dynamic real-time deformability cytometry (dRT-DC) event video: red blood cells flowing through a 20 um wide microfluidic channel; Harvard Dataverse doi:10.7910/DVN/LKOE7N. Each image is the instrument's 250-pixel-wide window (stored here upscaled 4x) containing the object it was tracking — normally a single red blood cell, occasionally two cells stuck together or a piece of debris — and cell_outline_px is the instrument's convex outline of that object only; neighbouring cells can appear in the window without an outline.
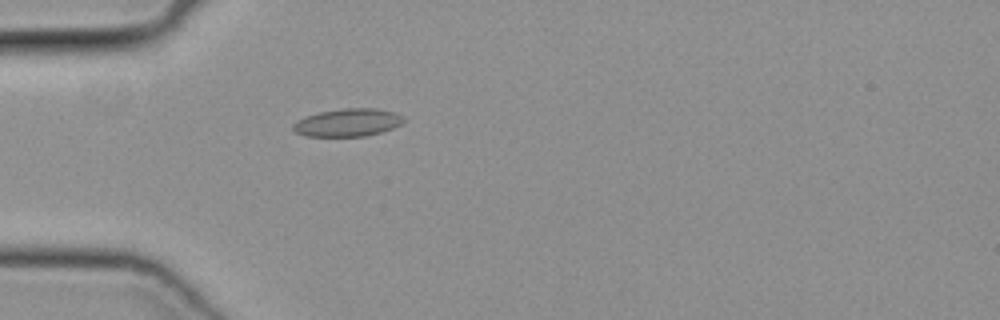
{"species": "common noctule bat (a hibernating species)", "species_latin": "Nyctalus noctula", "temperature_condition": "cold", "stored_images_in_passage": 15, "camera_frame_rate_fps": 3000, "um_per_image_px": 0.085, "animal": {"sex": "female", "body_mass_g": 19.3, "forearm_length_mm": 54.1}, "frame": {"image": 1, "passage_image": 1, "time_ms": 0.0, "image_size_px": [1000, 320], "cell_outline_px": [[404, 120], [400, 124], [392, 128], [380, 132], [364, 136], [304, 136], [296, 132], [292, 128], [292, 124], [296, 120], [320, 112], [344, 108], [376, 108], [396, 112], [404, 116]], "centroid_in_image_um": [29.56, 10.41], "position_along_channel_um": 55.4, "area_um2": 17.86}}
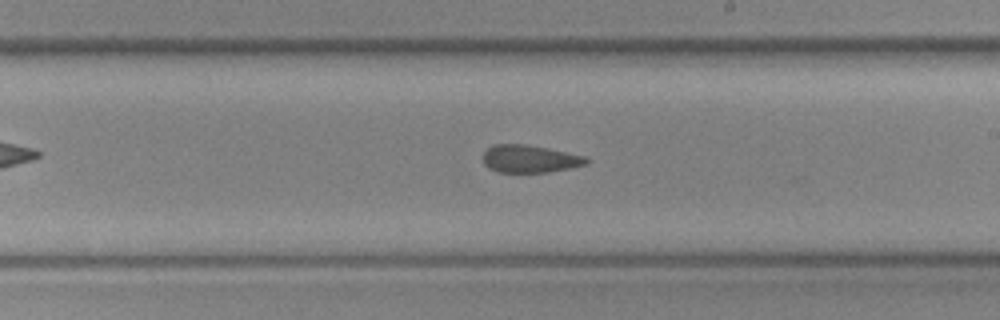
{"frame": {"image": 2, "passage_image": 11, "time_ms": 3.333, "image_size_px": [1000, 320], "cell_outline_px": [[588, 164], [572, 168], [548, 172], [496, 172], [488, 168], [484, 164], [484, 152], [488, 148], [496, 144], [524, 144], [584, 156], [588, 160]], "centroid_in_image_um": [45.01, 13.52], "position_along_channel_um": 244.0, "area_um2": 16.42}}
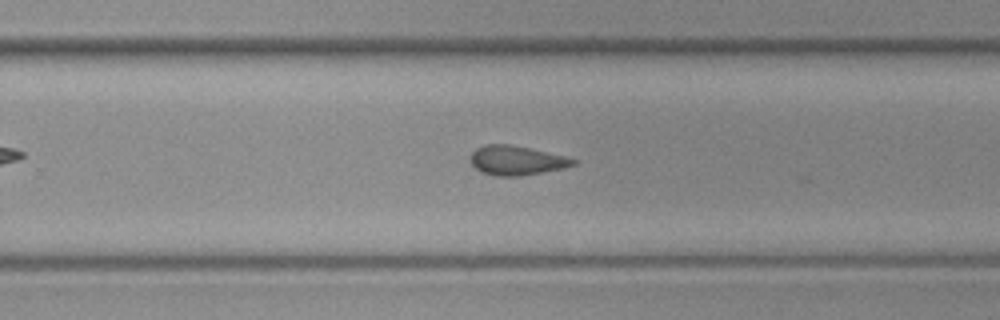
{"frame": {"image": 3, "passage_image": 14, "time_ms": 4.333, "image_size_px": [1000, 320], "cell_outline_px": [[576, 164], [564, 168], [520, 176], [496, 176], [480, 172], [472, 164], [472, 152], [476, 148], [484, 144], [508, 144], [528, 148], [564, 156], [576, 160]], "centroid_in_image_um": [43.88, 13.64], "position_along_channel_um": 285.9, "area_um2": 17.34}}